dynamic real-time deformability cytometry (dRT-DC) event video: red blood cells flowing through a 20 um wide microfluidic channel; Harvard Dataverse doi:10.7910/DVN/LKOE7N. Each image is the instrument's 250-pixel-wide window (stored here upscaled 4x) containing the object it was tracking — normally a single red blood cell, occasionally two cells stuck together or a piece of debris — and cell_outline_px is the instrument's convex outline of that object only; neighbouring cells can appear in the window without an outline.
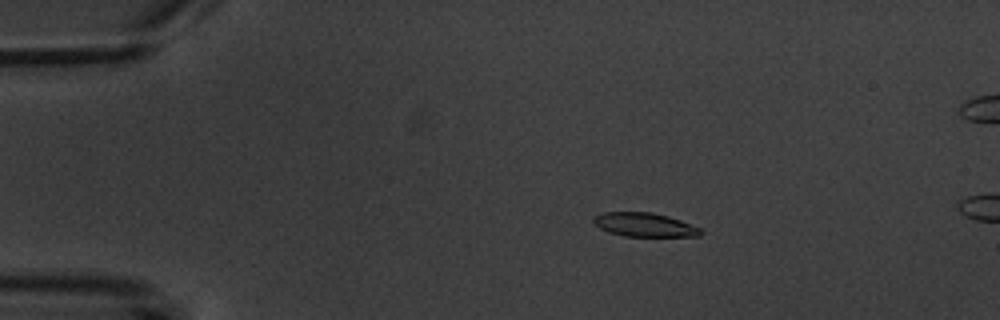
{"species": "common noctule bat (a hibernating species)", "species_latin": "Nyctalus noctula", "temperature_condition": "warm", "stored_images_in_passage": 5, "camera_frame_rate_fps": 3000, "um_per_image_px": 0.085, "animal": {"sex": "male", "body_mass_g": 20.1, "forearm_length_mm": 53.5}, "frame": {"image": 1, "passage_image": 3, "time_ms": 2.333, "image_size_px": [1000, 320], "cell_outline_px": [[704, 232], [700, 236], [624, 236], [608, 232], [600, 228], [592, 220], [600, 212], [652, 212], [668, 216], [680, 220], [700, 228]], "centroid_in_image_um": [54.79, 19.1], "position_along_channel_um": 30.2, "area_um2": 14.85}}